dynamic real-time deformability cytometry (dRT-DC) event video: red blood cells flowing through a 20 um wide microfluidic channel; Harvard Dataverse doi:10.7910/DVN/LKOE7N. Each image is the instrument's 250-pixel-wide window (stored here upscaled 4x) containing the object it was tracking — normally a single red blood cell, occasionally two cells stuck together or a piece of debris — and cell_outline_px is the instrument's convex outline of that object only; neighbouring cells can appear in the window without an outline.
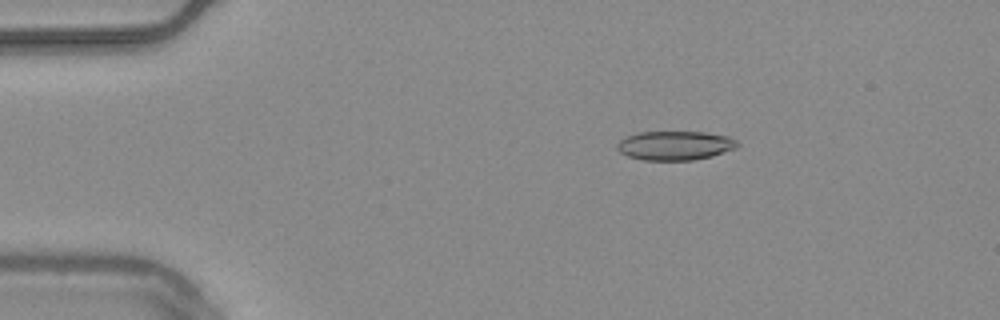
{"species": "common noctule bat (a hibernating species)", "species_latin": "Nyctalus noctula", "temperature_condition": "warm", "stored_images_in_passage": 54, "camera_frame_rate_fps": 3000, "um_per_image_px": 0.085, "animal": {"sex": "male", "body_mass_g": 20.4}, "frame": {"image": 1, "passage_image": 9, "time_ms": 2.667, "image_size_px": [1000, 320], "cell_outline_px": [[740, 144], [736, 148], [712, 156], [692, 160], [644, 160], [628, 156], [620, 152], [616, 148], [616, 144], [620, 140], [628, 136], [640, 132], [704, 132], [728, 136], [736, 140]], "centroid_in_image_um": [57.38, 12.37], "position_along_channel_um": 27.6, "area_um2": 20.35}}
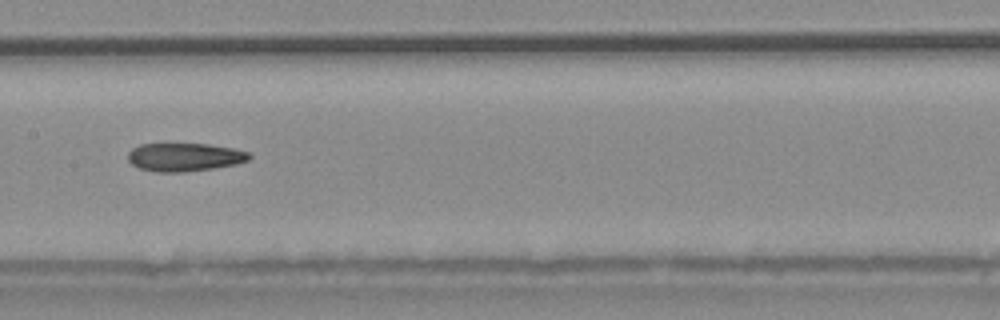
{"frame": {"image": 2, "passage_image": 27, "time_ms": 8.667, "image_size_px": [1000, 320], "cell_outline_px": [[252, 156], [248, 160], [236, 164], [212, 168], [184, 172], [156, 172], [140, 168], [132, 164], [128, 160], [128, 152], [132, 148], [140, 144], [208, 144], [232, 148], [248, 152]], "centroid_in_image_um": [15.67, 13.35], "position_along_channel_um": 191.7, "area_um2": 19.88}}
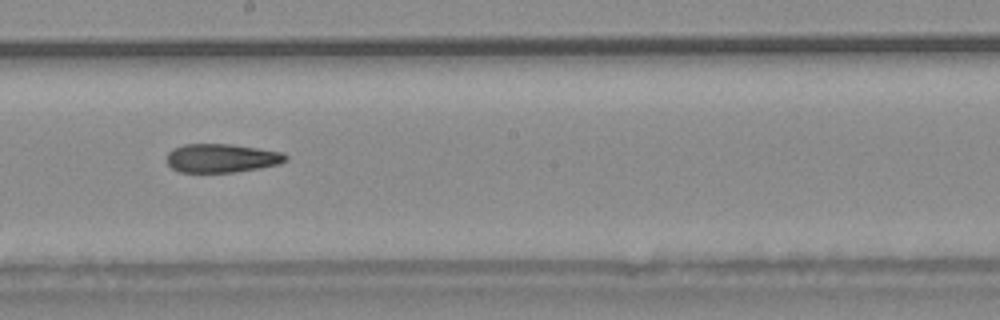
{"frame": {"image": 3, "passage_image": 30, "time_ms": 9.667, "image_size_px": [1000, 320], "cell_outline_px": [[288, 160], [280, 164], [260, 168], [232, 172], [180, 172], [172, 168], [168, 164], [168, 152], [172, 148], [184, 144], [232, 144], [280, 152], [288, 156]], "centroid_in_image_um": [18.84, 13.44], "position_along_channel_um": 229.4, "area_um2": 19.83}}